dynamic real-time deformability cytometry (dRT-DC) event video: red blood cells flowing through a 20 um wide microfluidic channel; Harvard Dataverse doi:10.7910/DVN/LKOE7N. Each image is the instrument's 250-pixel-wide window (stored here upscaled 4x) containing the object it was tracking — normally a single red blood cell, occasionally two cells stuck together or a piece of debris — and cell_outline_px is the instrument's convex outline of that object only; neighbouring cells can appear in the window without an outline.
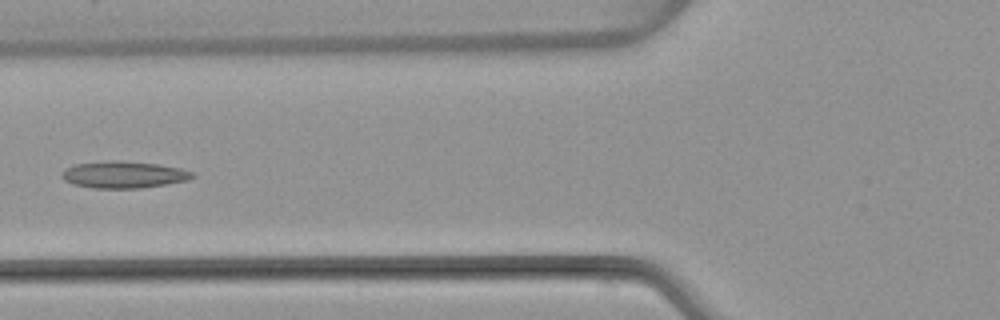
{"species": "common noctule bat (a hibernating species)", "species_latin": "Nyctalus noctula", "temperature_condition": "warm", "stored_images_in_passage": 6, "camera_frame_rate_fps": 3000, "um_per_image_px": 0.085, "animal": {"sex": "female", "body_mass_g": 22.7, "forearm_length_mm": 54.2}, "frame": {"image": 1, "passage_image": 6, "time_ms": 6.0, "image_size_px": [1000, 320], "cell_outline_px": [[196, 176], [188, 180], [140, 188], [92, 188], [72, 184], [64, 180], [60, 176], [60, 172], [64, 168], [76, 164], [104, 160], [120, 160], [156, 164], [180, 168], [192, 172]], "centroid_in_image_um": [10.44, 14.84], "position_along_channel_um": 115.4, "area_um2": 20.58}}